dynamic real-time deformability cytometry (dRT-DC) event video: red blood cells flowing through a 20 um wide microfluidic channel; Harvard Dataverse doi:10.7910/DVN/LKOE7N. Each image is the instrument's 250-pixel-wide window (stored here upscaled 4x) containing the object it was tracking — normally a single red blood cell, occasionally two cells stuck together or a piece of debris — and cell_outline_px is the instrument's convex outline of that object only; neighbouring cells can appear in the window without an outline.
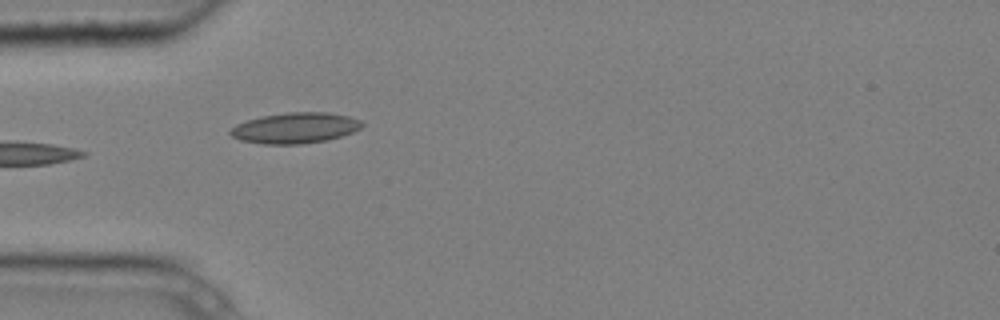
{"species": "common noctule bat (a hibernating species)", "species_latin": "Nyctalus noctula", "temperature_condition": "cold", "stored_images_in_passage": 2, "camera_frame_rate_fps": 3000, "um_per_image_px": 0.085, "animal": {"sex": "male", "body_mass_g": 20.4}, "frame": {"image": 1, "passage_image": 2, "time_ms": 0.333, "image_size_px": [1000, 320], "cell_outline_px": [[364, 124], [360, 128], [352, 132], [328, 140], [300, 144], [264, 144], [240, 140], [232, 136], [228, 132], [236, 124], [248, 120], [264, 116], [288, 112], [328, 112], [348, 116], [360, 120]], "centroid_in_image_um": [25.09, 10.88], "position_along_channel_um": 59.9, "area_um2": 23.41}}